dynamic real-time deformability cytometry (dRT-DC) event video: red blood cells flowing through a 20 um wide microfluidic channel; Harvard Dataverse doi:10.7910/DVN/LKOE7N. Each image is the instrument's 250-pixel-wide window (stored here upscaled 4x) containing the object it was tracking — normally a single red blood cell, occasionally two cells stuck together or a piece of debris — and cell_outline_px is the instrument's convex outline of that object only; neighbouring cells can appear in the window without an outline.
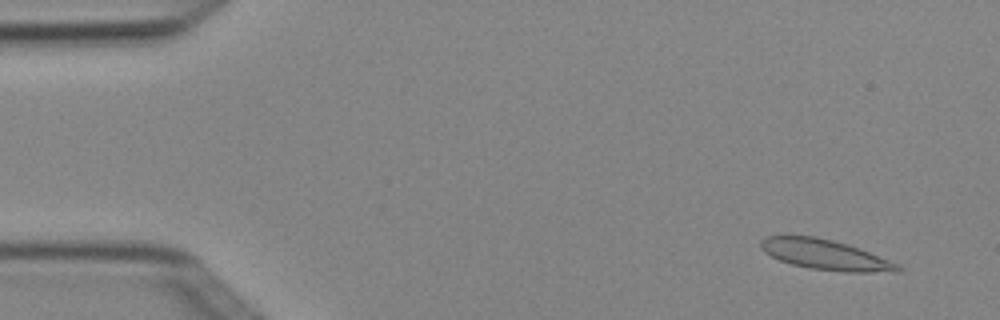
{"species": "Egyptian fruit bat (a non-hibernating species)", "species_latin": "Rousettus aegyptiacus", "temperature_condition": "cold", "stored_images_in_passage": 3, "camera_frame_rate_fps": 3000, "um_per_image_px": 0.085, "animal": {"sex": "female"}, "frame": {"image": 1, "passage_image": 1, "time_ms": 0.0, "image_size_px": [1000, 320], "cell_outline_px": [[904, 272], [844, 272], [808, 268], [792, 264], [780, 260], [764, 252], [760, 248], [760, 240], [764, 236], [816, 236], [848, 244], [860, 248], [900, 264], [904, 268]], "centroid_in_image_um": [70.2, 21.66], "position_along_channel_um": 14.8, "area_um2": 24.39}}
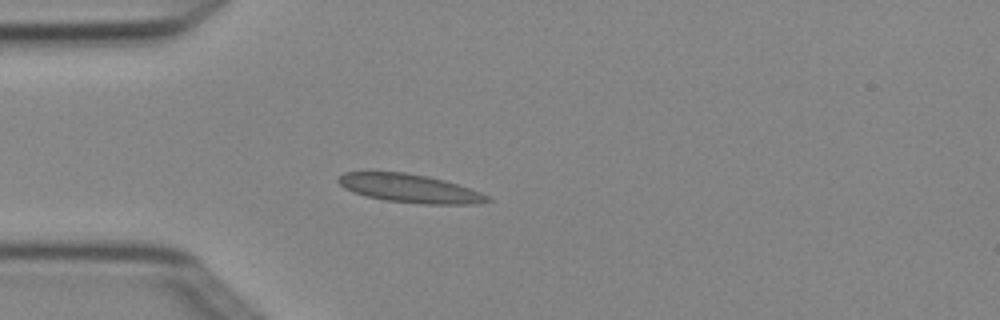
{"frame": {"image": 2, "passage_image": 3, "time_ms": 0.667, "image_size_px": [1000, 320], "cell_outline_px": [[492, 200], [472, 204], [424, 204], [384, 200], [352, 192], [344, 188], [336, 180], [344, 172], [404, 172], [428, 176], [444, 180], [480, 192], [488, 196]], "centroid_in_image_um": [34.8, 16.01], "position_along_channel_um": 50.2, "area_um2": 24.45}}